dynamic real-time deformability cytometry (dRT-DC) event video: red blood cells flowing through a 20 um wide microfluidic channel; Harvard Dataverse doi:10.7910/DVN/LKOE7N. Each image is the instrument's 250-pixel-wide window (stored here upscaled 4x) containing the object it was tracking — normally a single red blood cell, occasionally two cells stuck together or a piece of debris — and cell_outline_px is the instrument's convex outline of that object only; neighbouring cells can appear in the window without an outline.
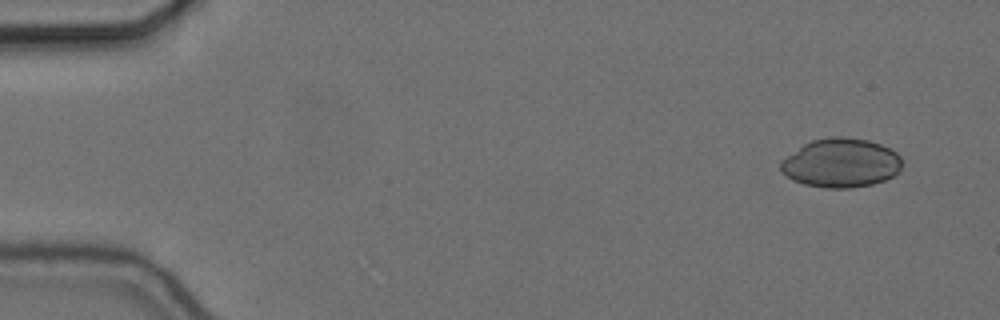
{"species": "common noctule bat (a hibernating species)", "species_latin": "Nyctalus noctula", "temperature_condition": "cold", "stored_images_in_passage": 24, "camera_frame_rate_fps": 3000, "um_per_image_px": 0.085, "animal": {"sex": "female", "body_mass_g": 24.6, "forearm_length_mm": 56.2}, "frame": {"image": 1, "passage_image": 4, "time_ms": 1.0, "image_size_px": [1000, 320], "cell_outline_px": [[900, 172], [884, 180], [872, 184], [848, 188], [824, 188], [804, 184], [792, 180], [780, 172], [780, 160], [804, 144], [812, 140], [832, 136], [844, 136], [868, 140], [892, 148], [900, 156]], "centroid_in_image_um": [71.46, 13.84], "position_along_channel_um": 13.5, "area_um2": 34.91}}